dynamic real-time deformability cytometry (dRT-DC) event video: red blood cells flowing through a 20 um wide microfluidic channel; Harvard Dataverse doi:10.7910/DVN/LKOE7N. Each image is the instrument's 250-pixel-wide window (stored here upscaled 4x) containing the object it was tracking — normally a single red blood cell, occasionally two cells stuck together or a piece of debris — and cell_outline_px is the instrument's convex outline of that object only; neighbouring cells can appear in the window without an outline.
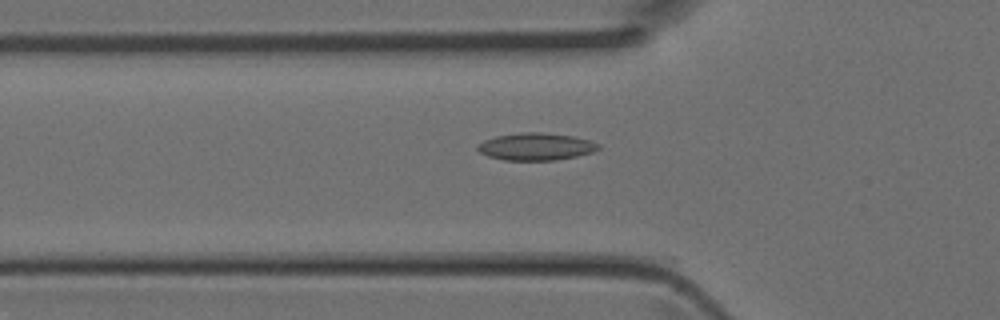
{"species": "Egyptian fruit bat (a non-hibernating species)", "species_latin": "Rousettus aegyptiacus", "temperature_condition": "room temperature", "stored_images_in_passage": 36, "camera_frame_rate_fps": 3000, "um_per_image_px": 0.085, "animal": {"sex": "female"}, "frame": {"image": 1, "passage_image": 7, "time_ms": 2.0, "image_size_px": [1000, 320], "cell_outline_px": [[600, 148], [592, 152], [576, 156], [552, 160], [504, 160], [488, 156], [480, 152], [476, 148], [476, 144], [484, 140], [496, 136], [520, 132], [540, 132], [572, 136], [588, 140], [600, 144]], "centroid_in_image_um": [45.51, 12.45], "position_along_channel_um": 80.3, "area_um2": 19.13}}
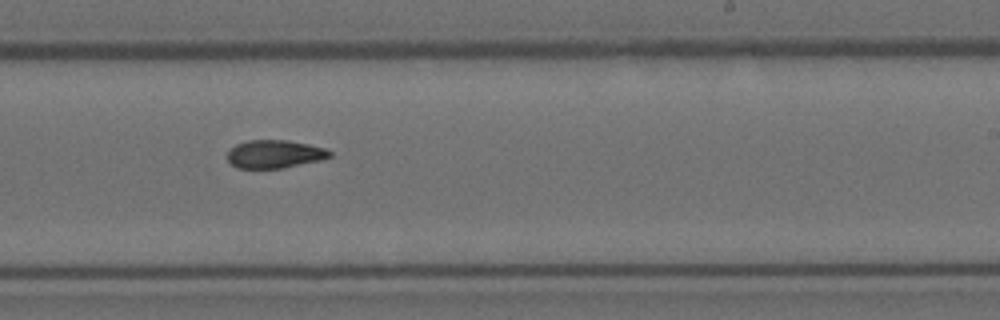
{"frame": {"image": 2, "passage_image": 19, "time_ms": 6.0, "image_size_px": [1000, 320], "cell_outline_px": [[332, 156], [324, 160], [280, 168], [236, 168], [228, 160], [228, 152], [236, 144], [248, 140], [288, 140], [308, 144], [324, 148], [332, 152]], "centroid_in_image_um": [23.37, 13.09], "position_along_channel_um": 265.6, "area_um2": 16.76}}
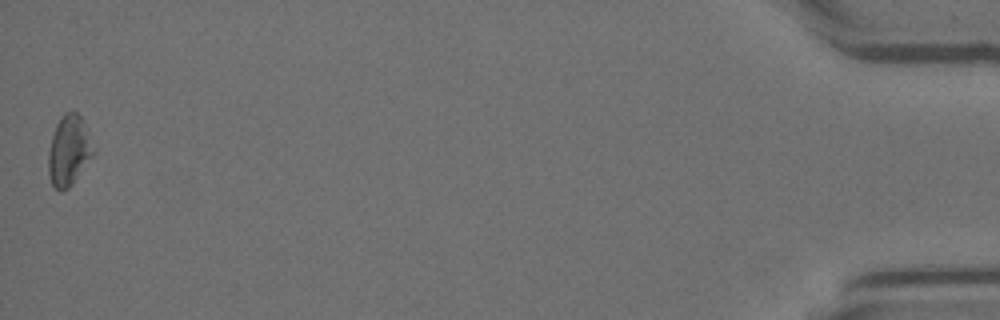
{"frame": {"image": 3, "passage_image": 36, "time_ms": 11.667, "image_size_px": [1000, 320], "cell_outline_px": [[96, 152], [72, 184], [68, 188], [60, 192], [52, 184], [48, 172], [48, 152], [52, 136], [56, 124], [60, 116], [64, 112], [76, 112], [80, 116], [84, 124]], "centroid_in_image_um": [5.85, 12.8], "position_along_channel_um": 429.4, "area_um2": 18.38}}